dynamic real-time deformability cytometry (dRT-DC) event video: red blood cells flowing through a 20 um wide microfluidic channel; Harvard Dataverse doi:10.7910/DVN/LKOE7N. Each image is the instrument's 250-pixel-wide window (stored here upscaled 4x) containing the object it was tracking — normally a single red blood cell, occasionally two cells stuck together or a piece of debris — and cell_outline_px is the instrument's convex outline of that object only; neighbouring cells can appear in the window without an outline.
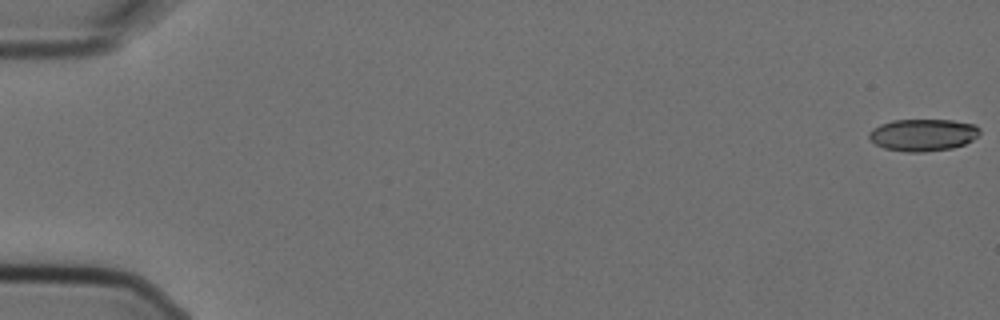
{"species": "Egyptian fruit bat (a non-hibernating species)", "species_latin": "Rousettus aegyptiacus", "temperature_condition": "cold", "stored_images_in_passage": 5, "camera_frame_rate_fps": 3000, "um_per_image_px": 0.085, "animal": {"sex": "female"}, "frame": {"image": 1, "passage_image": 1, "time_ms": 0.0, "image_size_px": [1000, 320], "cell_outline_px": [[980, 132], [972, 140], [964, 144], [952, 148], [924, 152], [908, 152], [884, 148], [876, 144], [868, 136], [868, 132], [872, 128], [880, 124], [892, 120], [952, 120], [976, 124], [980, 128]], "centroid_in_image_um": [78.45, 11.46], "position_along_channel_um": 6.5, "area_um2": 20.75}}
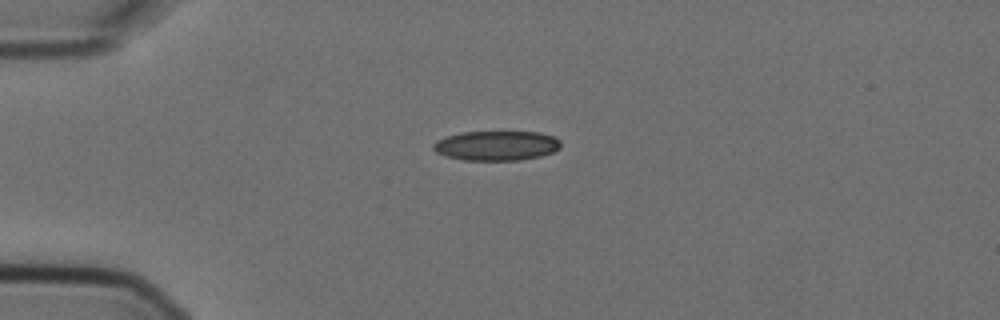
{"frame": {"image": 2, "passage_image": 5, "time_ms": 1.333, "image_size_px": [1000, 320], "cell_outline_px": [[560, 148], [552, 152], [540, 156], [520, 160], [464, 160], [444, 156], [436, 152], [432, 148], [432, 144], [436, 140], [460, 132], [540, 132], [556, 136], [560, 140]], "centroid_in_image_um": [42.2, 12.37], "position_along_channel_um": 42.8, "area_um2": 22.2}}